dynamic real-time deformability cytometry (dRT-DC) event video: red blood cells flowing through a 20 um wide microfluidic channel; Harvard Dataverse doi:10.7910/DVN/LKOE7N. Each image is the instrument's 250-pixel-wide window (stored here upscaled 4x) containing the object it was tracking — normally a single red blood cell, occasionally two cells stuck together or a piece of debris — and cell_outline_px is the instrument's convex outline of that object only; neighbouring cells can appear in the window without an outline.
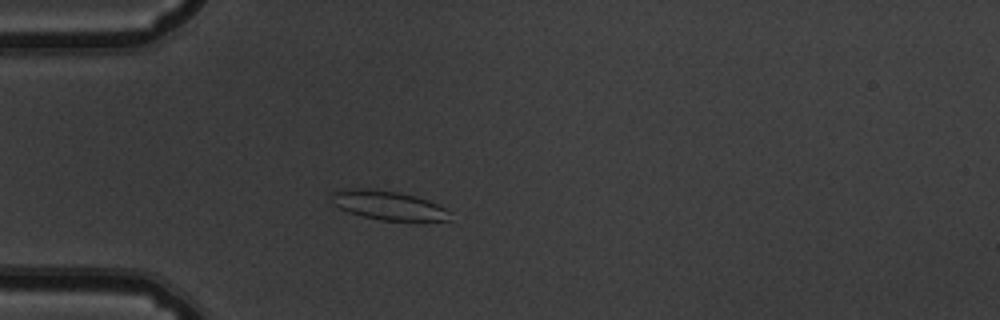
{"species": "common noctule bat (a hibernating species)", "species_latin": "Nyctalus noctula", "temperature_condition": "warm", "stored_images_in_passage": 50, "camera_frame_rate_fps": 3000, "um_per_image_px": 0.085, "animal": {"sex": "male", "body_mass_g": 19.5, "forearm_length_mm": 54.6}, "frame": {"image": 1, "passage_image": 12, "time_ms": 3.667, "image_size_px": [1000, 320], "cell_outline_px": [[452, 220], [380, 220], [348, 212], [332, 204], [328, 196], [328, 192], [344, 188], [360, 188], [400, 192], [416, 196], [428, 200], [452, 212]], "centroid_in_image_um": [32.93, 17.43], "position_along_channel_um": 52.1, "area_um2": 20.29}}
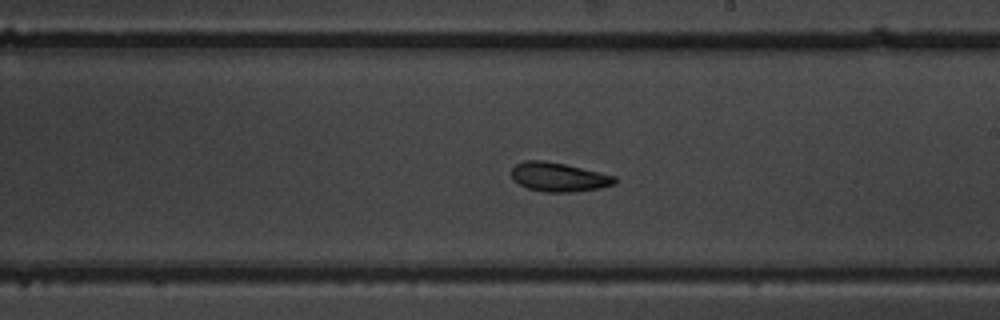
{"frame": {"image": 2, "passage_image": 28, "time_ms": 9.0, "image_size_px": [1000, 320], "cell_outline_px": [[616, 184], [600, 188], [576, 192], [544, 192], [528, 188], [512, 180], [512, 168], [516, 164], [524, 160], [544, 160], [564, 164], [616, 176]], "centroid_in_image_um": [47.49, 15.05], "position_along_channel_um": 241.5, "area_um2": 17.51}}
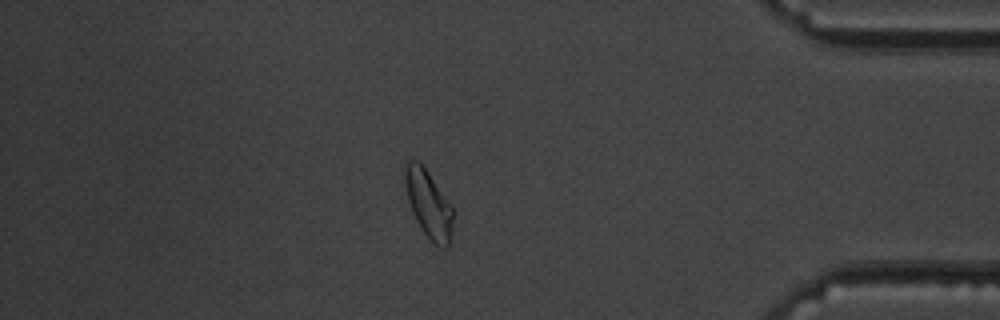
{"frame": {"image": 3, "passage_image": 43, "time_ms": 14.0, "image_size_px": [1000, 320], "cell_outline_px": [[452, 232], [448, 248], [444, 248], [432, 244], [428, 240], [420, 228], [412, 212], [408, 200], [404, 180], [404, 164], [408, 160], [416, 160], [428, 172], [452, 208]], "centroid_in_image_um": [36.4, 17.39], "position_along_channel_um": 398.8, "area_um2": 18.84}, "authors_computed_cell_mechanics": {"area_um2": 18.4382, "velocity_mm_per_s": 3.7837, "shape_relaxation_time_tau1_ms": 3.6038, "shape_relaxation_time_tau2_ms": 5.0159, "deformation_change_tau1": 0.0978, "deformation_change_tau2": 0.1115}}